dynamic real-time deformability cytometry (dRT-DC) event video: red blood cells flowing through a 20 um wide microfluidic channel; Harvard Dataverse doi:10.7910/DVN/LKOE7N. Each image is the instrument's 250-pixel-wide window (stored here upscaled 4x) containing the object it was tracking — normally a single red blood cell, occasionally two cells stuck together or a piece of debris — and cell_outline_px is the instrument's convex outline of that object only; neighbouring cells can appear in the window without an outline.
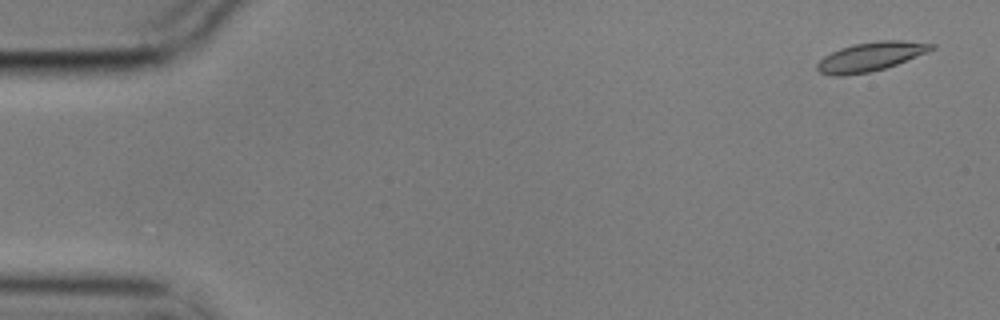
{"species": "common noctule bat (a hibernating species)", "species_latin": "Nyctalus noctula", "temperature_condition": "cold", "stored_images_in_passage": 57, "camera_frame_rate_fps": 3000, "um_per_image_px": 0.085, "animal": {"sex": "male", "body_mass_g": 17.9}, "frame": {"image": 1, "passage_image": 3, "time_ms": 0.667, "image_size_px": [1000, 320], "cell_outline_px": [[936, 48], [928, 52], [896, 64], [884, 68], [868, 72], [840, 76], [832, 76], [820, 72], [816, 68], [816, 64], [824, 56], [840, 48], [852, 44], [880, 40], [900, 40], [936, 44]], "centroid_in_image_um": [74.0, 4.8], "position_along_channel_um": 11.0, "area_um2": 19.25}}
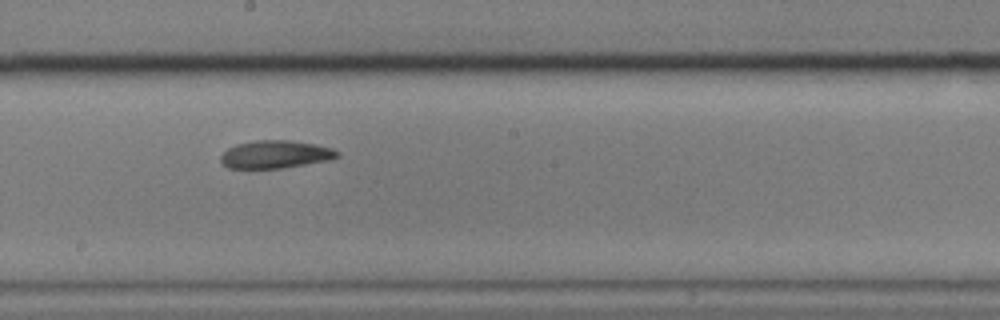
{"frame": {"image": 2, "passage_image": 32, "time_ms": 10.333, "image_size_px": [1000, 320], "cell_outline_px": [[340, 156], [328, 160], [280, 168], [228, 168], [220, 160], [220, 156], [228, 148], [236, 144], [256, 140], [288, 140], [316, 144], [332, 148], [340, 152]], "centroid_in_image_um": [23.41, 13.11], "position_along_channel_um": 224.8, "area_um2": 18.79}}
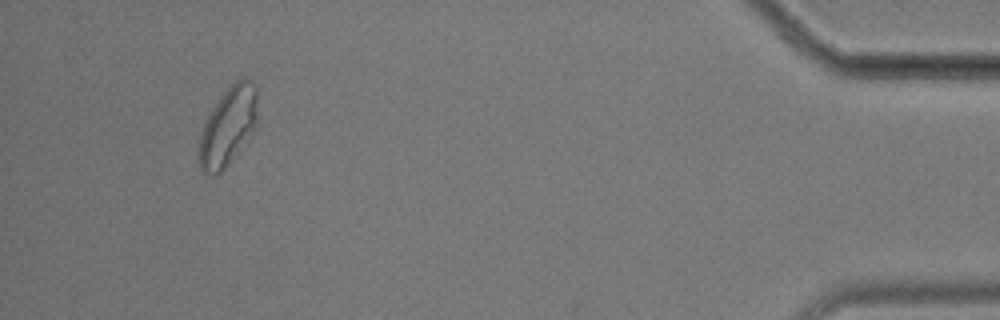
{"frame": {"image": 3, "passage_image": 54, "time_ms": 17.667, "image_size_px": [1000, 320], "cell_outline_px": [[256, 128], [224, 168], [220, 172], [212, 176], [204, 176], [200, 172], [200, 136], [204, 124], [212, 108], [224, 92], [240, 76], [244, 76], [252, 80], [256, 84]], "centroid_in_image_um": [19.39, 10.72], "position_along_channel_um": 415.8, "area_um2": 26.47}, "authors_computed_cell_mechanics": {"area_um2": 19.4208, "velocity_mm_per_s": 3.5088, "shape_relaxation_time_tau1_ms": 3.9115, "shape_relaxation_time_tau2_ms": 3.4331, "deformation_change_tau1": 0.1187, "deformation_change_tau2": 0.0871}}